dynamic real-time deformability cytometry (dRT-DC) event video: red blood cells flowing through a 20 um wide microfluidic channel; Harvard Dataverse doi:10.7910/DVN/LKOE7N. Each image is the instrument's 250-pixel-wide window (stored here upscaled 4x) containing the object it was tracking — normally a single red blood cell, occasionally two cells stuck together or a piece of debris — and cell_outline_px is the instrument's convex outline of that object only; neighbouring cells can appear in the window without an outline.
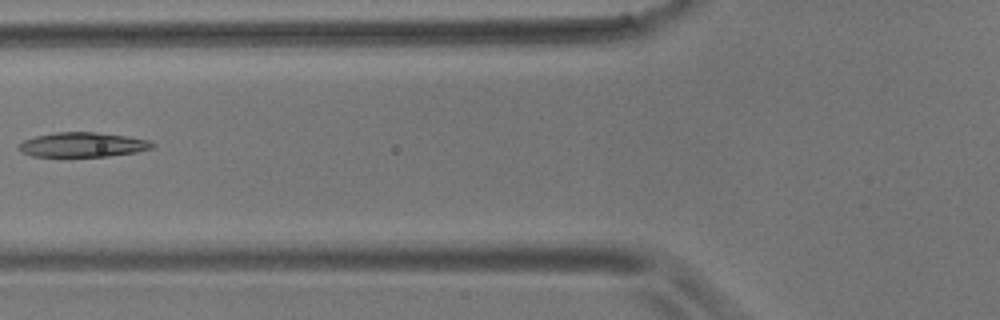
{"species": "common noctule bat (a hibernating species)", "species_latin": "Nyctalus noctula", "temperature_condition": "room temperature", "stored_images_in_passage": 3, "camera_frame_rate_fps": 3000, "um_per_image_px": 0.085, "animal": {"sex": "male", "body_mass_g": 17.9}, "frame": {"image": 1, "passage_image": 2, "time_ms": 1.333, "image_size_px": [1000, 320], "cell_outline_px": [[156, 144], [152, 148], [136, 152], [108, 156], [32, 156], [20, 152], [16, 148], [24, 140], [36, 136], [56, 132], [96, 132], [128, 136], [148, 140]], "centroid_in_image_um": [7.02, 12.3], "position_along_channel_um": 118.8, "area_um2": 19.13}}
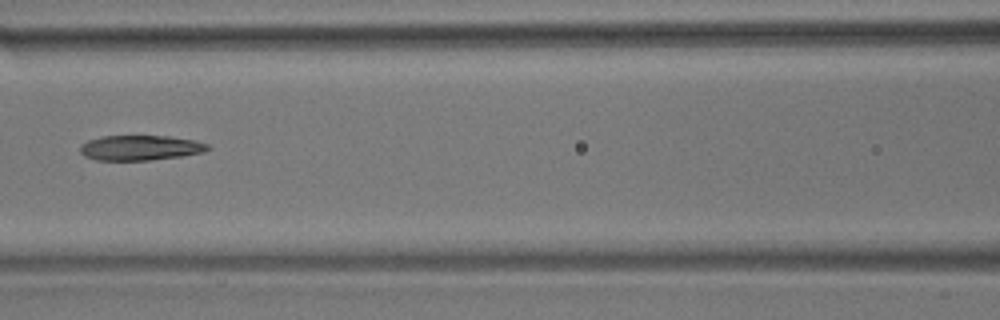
{"frame": {"image": 2, "passage_image": 3, "time_ms": 2.333, "image_size_px": [1000, 320], "cell_outline_px": [[212, 148], [204, 152], [184, 156], [148, 160], [96, 160], [84, 156], [80, 152], [80, 144], [88, 140], [100, 136], [168, 136], [196, 140], [208, 144]], "centroid_in_image_um": [11.94, 12.56], "position_along_channel_um": 154.7, "area_um2": 18.84}}